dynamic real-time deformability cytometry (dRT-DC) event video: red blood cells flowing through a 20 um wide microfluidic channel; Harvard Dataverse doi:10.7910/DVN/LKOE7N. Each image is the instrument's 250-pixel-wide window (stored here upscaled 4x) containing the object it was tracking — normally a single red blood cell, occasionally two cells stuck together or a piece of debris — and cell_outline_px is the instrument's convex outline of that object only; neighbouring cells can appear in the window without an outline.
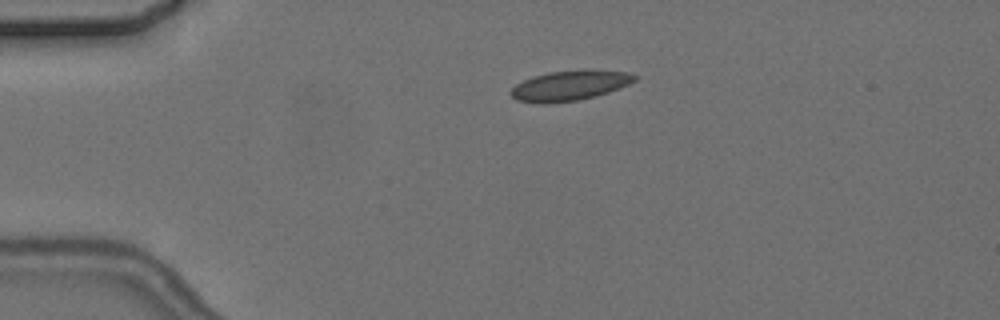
{"species": "common noctule bat (a hibernating species)", "species_latin": "Nyctalus noctula", "temperature_condition": "cold", "stored_images_in_passage": 2, "camera_frame_rate_fps": 3000, "um_per_image_px": 0.085, "animal": {"sex": "female", "body_mass_g": 24.6, "forearm_length_mm": 56.2}, "frame": {"image": 1, "passage_image": 1, "time_ms": 0.0, "image_size_px": [1000, 320], "cell_outline_px": [[640, 76], [636, 80], [620, 88], [596, 96], [576, 100], [544, 104], [540, 104], [516, 100], [508, 92], [516, 84], [532, 76], [548, 72], [588, 68], [592, 68], [628, 72]], "centroid_in_image_um": [48.45, 7.24], "position_along_channel_um": 36.5, "area_um2": 22.2}}